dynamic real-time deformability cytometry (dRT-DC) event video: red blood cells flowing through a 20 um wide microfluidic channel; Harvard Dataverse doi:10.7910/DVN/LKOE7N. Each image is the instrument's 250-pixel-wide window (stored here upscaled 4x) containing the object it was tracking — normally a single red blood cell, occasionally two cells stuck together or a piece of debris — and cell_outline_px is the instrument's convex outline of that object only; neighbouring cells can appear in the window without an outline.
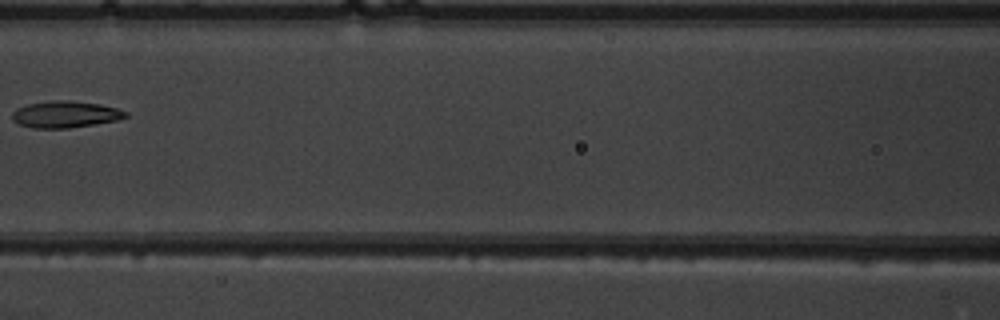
{"species": "common noctule bat (a hibernating species)", "species_latin": "Nyctalus noctula", "temperature_condition": "warm", "stored_images_in_passage": 7, "camera_frame_rate_fps": 3000, "um_per_image_px": 0.085, "animal": {"sex": "male", "body_mass_g": 19.5, "forearm_length_mm": 54.6}, "frame": {"image": 1, "passage_image": 7, "time_ms": 7.0, "image_size_px": [1000, 320], "cell_outline_px": [[128, 116], [120, 120], [68, 128], [32, 128], [16, 124], [12, 120], [12, 112], [16, 108], [28, 104], [56, 100], [72, 100], [100, 104], [116, 108], [128, 112]], "centroid_in_image_um": [5.54, 9.72], "position_along_channel_um": 161.1, "area_um2": 17.8}}